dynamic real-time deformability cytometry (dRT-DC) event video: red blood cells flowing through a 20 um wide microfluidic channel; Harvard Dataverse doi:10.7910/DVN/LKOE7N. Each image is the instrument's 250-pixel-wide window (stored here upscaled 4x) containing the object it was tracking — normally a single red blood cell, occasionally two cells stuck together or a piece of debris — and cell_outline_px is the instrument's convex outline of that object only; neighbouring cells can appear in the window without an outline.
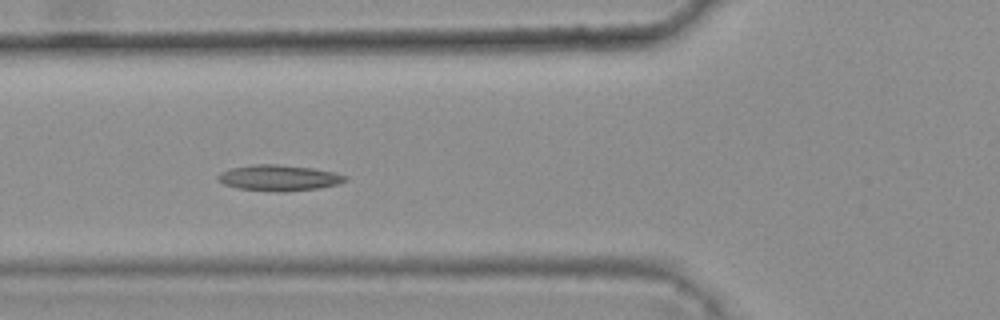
{"species": "common noctule bat (a hibernating species)", "species_latin": "Nyctalus noctula", "temperature_condition": "warm", "stored_images_in_passage": 8, "camera_frame_rate_fps": 3000, "um_per_image_px": 0.085, "animal": {"sex": "female", "body_mass_g": 25.1}, "frame": {"image": 1, "passage_image": 4, "time_ms": 1.0, "image_size_px": [1000, 320], "cell_outline_px": [[348, 180], [336, 184], [320, 188], [284, 192], [276, 192], [236, 188], [224, 184], [216, 180], [216, 176], [220, 172], [232, 168], [252, 164], [276, 164], [312, 168], [336, 172], [348, 176]], "centroid_in_image_um": [23.7, 15.12], "position_along_channel_um": 102.1, "area_um2": 19.42}}
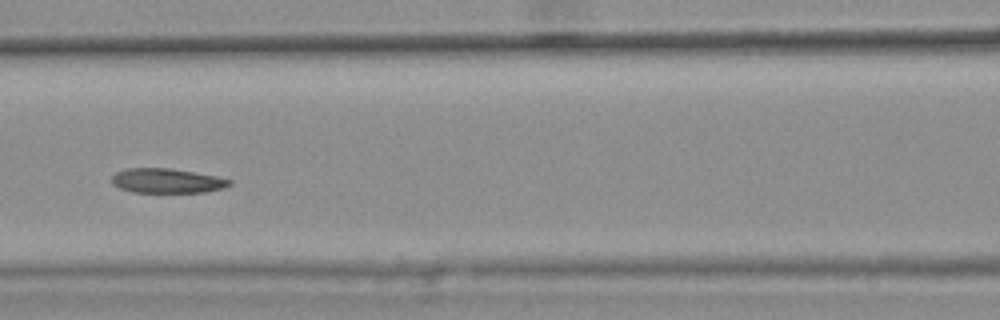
{"frame": {"image": 2, "passage_image": 5, "time_ms": 1.333, "image_size_px": [1000, 320], "cell_outline_px": [[232, 184], [224, 188], [204, 192], [132, 192], [120, 188], [112, 184], [112, 176], [116, 172], [128, 168], [168, 168], [216, 176], [232, 180]], "centroid_in_image_um": [14.19, 15.37], "position_along_channel_um": 152.4, "area_um2": 16.76}}
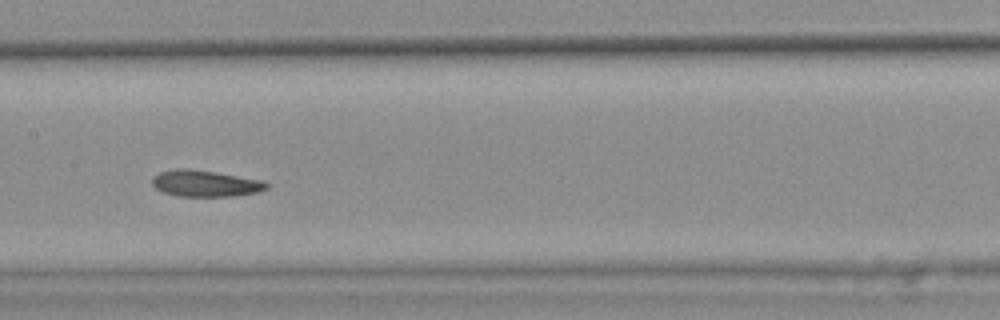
{"frame": {"image": 3, "passage_image": 6, "time_ms": 1.667, "image_size_px": [1000, 320], "cell_outline_px": [[268, 188], [256, 192], [232, 196], [180, 196], [164, 192], [156, 188], [152, 184], [152, 176], [160, 172], [176, 168], [188, 168], [216, 172], [264, 180], [268, 184]], "centroid_in_image_um": [17.44, 15.58], "position_along_channel_um": 190.0, "area_um2": 17.57}}